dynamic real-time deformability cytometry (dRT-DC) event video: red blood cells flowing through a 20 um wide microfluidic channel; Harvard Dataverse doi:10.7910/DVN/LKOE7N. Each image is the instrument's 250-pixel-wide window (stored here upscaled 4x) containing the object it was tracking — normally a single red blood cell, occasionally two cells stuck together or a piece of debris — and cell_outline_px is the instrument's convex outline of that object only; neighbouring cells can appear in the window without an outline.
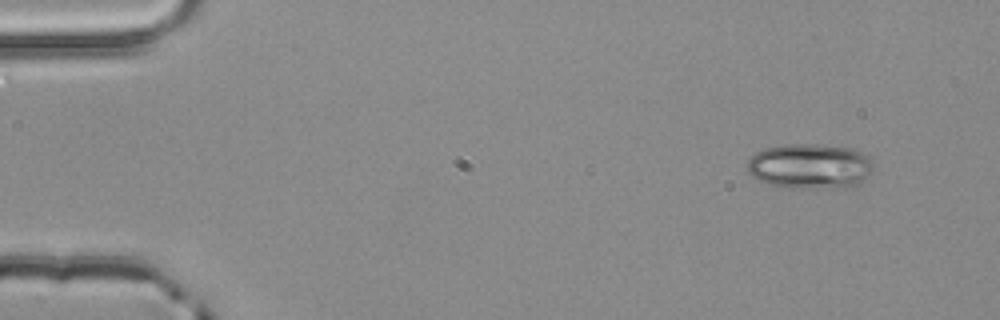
{"species": "common noctule bat (a hibernating species)", "species_latin": "Nyctalus noctula", "temperature_condition": "room temperature", "stored_images_in_passage": 3, "camera_frame_rate_fps": 3000, "um_per_image_px": 0.085, "animal": {"sex": "male", "body_mass_g": 20.4}, "frame": {"image": 1, "passage_image": 1, "time_ms": 0.0, "image_size_px": [1000, 320], "cell_outline_px": [[872, 164], [868, 172], [856, 184], [816, 188], [804, 188], [768, 184], [752, 176], [748, 172], [748, 160], [756, 152], [764, 148], [784, 144], [812, 144], [852, 148], [868, 156], [872, 160]], "centroid_in_image_um": [68.77, 14.09], "position_along_channel_um": 16.2, "area_um2": 32.31}}